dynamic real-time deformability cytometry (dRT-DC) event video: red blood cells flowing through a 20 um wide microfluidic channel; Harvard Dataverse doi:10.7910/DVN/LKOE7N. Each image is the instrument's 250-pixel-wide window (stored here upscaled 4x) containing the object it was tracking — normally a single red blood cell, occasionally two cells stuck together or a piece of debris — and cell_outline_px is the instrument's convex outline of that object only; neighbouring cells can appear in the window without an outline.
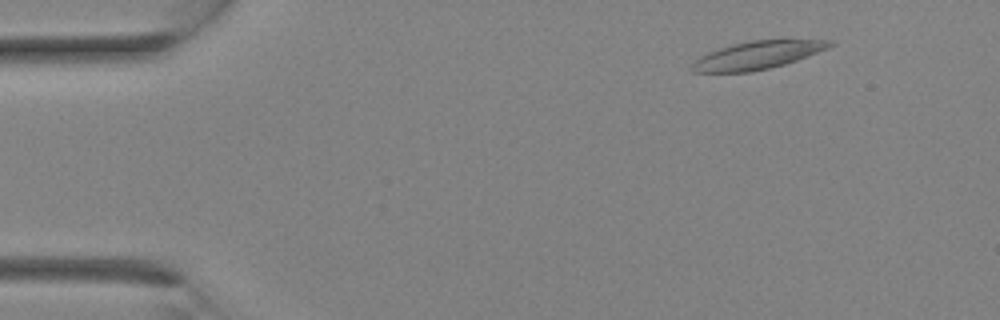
{"species": "Egyptian fruit bat (a non-hibernating species)", "species_latin": "Rousettus aegyptiacus", "temperature_condition": "room temperature", "stored_images_in_passage": 8, "camera_frame_rate_fps": 3000, "um_per_image_px": 0.085, "animal": {"sex": "female"}, "frame": {"image": 1, "passage_image": 3, "time_ms": 0.667, "image_size_px": [1000, 320], "cell_outline_px": [[836, 44], [828, 48], [796, 60], [784, 64], [752, 72], [692, 72], [688, 68], [700, 56], [708, 52], [732, 44], [752, 40], [832, 40]], "centroid_in_image_um": [64.35, 4.69], "position_along_channel_um": 20.7, "area_um2": 22.25}}